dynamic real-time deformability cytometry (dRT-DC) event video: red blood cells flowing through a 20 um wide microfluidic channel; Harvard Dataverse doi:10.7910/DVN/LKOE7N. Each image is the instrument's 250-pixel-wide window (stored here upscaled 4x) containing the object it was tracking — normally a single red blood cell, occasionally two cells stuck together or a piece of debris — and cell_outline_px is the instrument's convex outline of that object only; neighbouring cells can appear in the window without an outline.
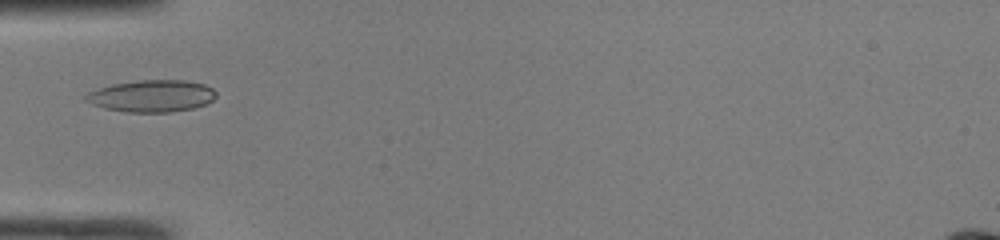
{"species": "common noctule bat (a hibernating species)", "species_latin": "Nyctalus noctula", "temperature_condition": "room temperature", "stored_images_in_passage": 12, "camera_frame_rate_fps": 3000, "um_per_image_px": 0.085, "animal": {"sex": "male", "body_mass_g": 19.0, "forearm_length_mm": 50.8}, "frame": {"image": 1, "passage_image": 1, "time_ms": 0.0, "image_size_px": [1000, 240], "cell_outline_px": [[216, 96], [212, 100], [204, 104], [192, 108], [172, 112], [128, 112], [104, 108], [92, 104], [84, 100], [84, 96], [88, 92], [112, 84], [140, 80], [184, 80], [204, 84], [212, 88], [216, 92]], "centroid_in_image_um": [12.89, 8.16], "position_along_channel_um": 72.1, "area_um2": 24.16}}
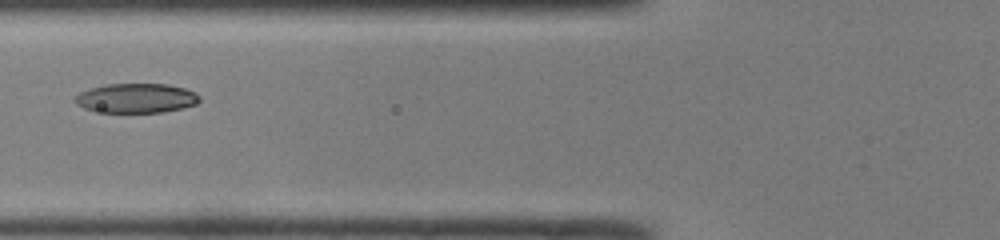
{"frame": {"image": 2, "passage_image": 4, "time_ms": 1.0, "image_size_px": [1000, 240], "cell_outline_px": [[200, 100], [196, 104], [184, 108], [164, 112], [104, 112], [84, 108], [76, 104], [72, 100], [80, 92], [104, 84], [168, 84], [184, 88], [196, 92], [200, 96]], "centroid_in_image_um": [11.6, 8.34], "position_along_channel_um": 114.2, "area_um2": 21.44}}